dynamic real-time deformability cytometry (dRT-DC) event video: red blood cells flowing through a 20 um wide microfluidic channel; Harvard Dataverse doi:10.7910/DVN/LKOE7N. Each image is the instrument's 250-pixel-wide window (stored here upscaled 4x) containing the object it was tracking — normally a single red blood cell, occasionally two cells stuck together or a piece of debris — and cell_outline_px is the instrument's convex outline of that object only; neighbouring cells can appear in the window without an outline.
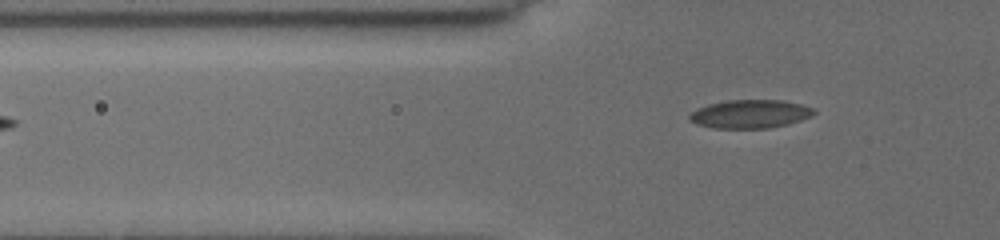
{"species": "common noctule bat (a hibernating species)", "species_latin": "Nyctalus noctula", "temperature_condition": "cold", "stored_images_in_passage": 4, "camera_frame_rate_fps": 3000, "um_per_image_px": 0.085, "animal": {"sex": "female", "body_mass_g": 19.5, "forearm_length_mm": 54.1}, "frame": {"image": 1, "passage_image": 4, "time_ms": 2.667, "image_size_px": [1000, 240], "cell_outline_px": [[816, 112], [812, 116], [788, 124], [768, 128], [712, 128], [696, 124], [688, 120], [688, 116], [696, 108], [708, 104], [728, 100], [784, 100], [816, 108]], "centroid_in_image_um": [63.75, 9.68], "position_along_channel_um": 62.0, "area_um2": 20.81}}